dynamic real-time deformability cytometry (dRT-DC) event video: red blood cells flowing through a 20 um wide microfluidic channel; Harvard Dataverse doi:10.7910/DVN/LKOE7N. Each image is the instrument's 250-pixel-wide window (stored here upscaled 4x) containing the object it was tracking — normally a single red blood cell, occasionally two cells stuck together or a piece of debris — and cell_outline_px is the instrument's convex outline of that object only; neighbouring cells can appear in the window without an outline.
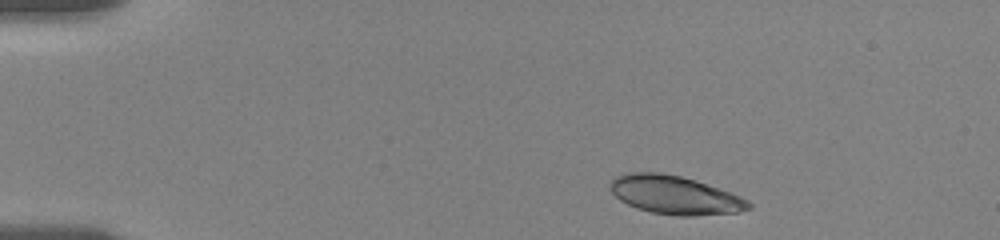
{"species": "human", "species_latin": "Homo sapiens", "temperature_condition": "room temperature", "stored_images_in_passage": 47, "camera_frame_rate_fps": 3000, "um_per_image_px": 0.085, "donor": {"sex": "female"}, "frame": {"image": 1, "passage_image": 1, "time_ms": 0.0, "image_size_px": [1000, 240], "cell_outline_px": [[752, 208], [736, 212], [696, 216], [676, 216], [652, 212], [636, 208], [620, 200], [608, 188], [608, 184], [616, 176], [628, 172], [660, 172], [680, 176], [696, 180], [740, 196], [748, 200], [752, 204]], "centroid_in_image_um": [57.34, 16.57], "position_along_channel_um": 27.7, "area_um2": 31.1}}
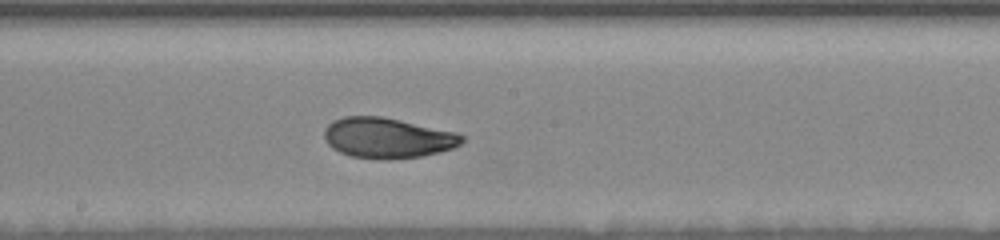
{"frame": {"image": 2, "passage_image": 23, "time_ms": 7.333, "image_size_px": [1000, 240], "cell_outline_px": [[464, 140], [460, 144], [452, 148], [420, 156], [388, 160], [384, 160], [352, 156], [340, 152], [332, 148], [324, 140], [324, 128], [332, 120], [344, 116], [380, 116], [400, 120], [456, 132], [464, 136]], "centroid_in_image_um": [32.89, 11.72], "position_along_channel_um": 215.3, "area_um2": 32.37}}
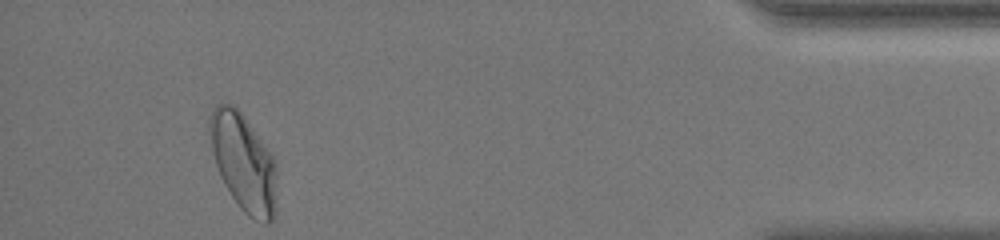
{"frame": {"image": 3, "passage_image": 46, "time_ms": 14.333, "image_size_px": [1000, 240], "cell_outline_px": [[276, 212], [272, 220], [268, 224], [264, 224], [248, 216], [240, 208], [224, 184], [220, 176], [216, 164], [212, 148], [208, 128], [208, 116], [212, 108], [216, 104], [232, 104], [244, 116], [272, 156], [276, 164]], "centroid_in_image_um": [20.69, 13.83], "position_along_channel_um": 414.5, "area_um2": 38.09}, "authors_computed_cell_mechanics": {"area_um2": 32.368, "velocity_mm_per_s": 3.6052, "shape_relaxation_time_tau1_ms": 4.5088, "shape_relaxation_time_tau2_ms": 1.2435, "deformation_change_tau1": 0.1505, "deformation_change_tau2": 0.0579}}